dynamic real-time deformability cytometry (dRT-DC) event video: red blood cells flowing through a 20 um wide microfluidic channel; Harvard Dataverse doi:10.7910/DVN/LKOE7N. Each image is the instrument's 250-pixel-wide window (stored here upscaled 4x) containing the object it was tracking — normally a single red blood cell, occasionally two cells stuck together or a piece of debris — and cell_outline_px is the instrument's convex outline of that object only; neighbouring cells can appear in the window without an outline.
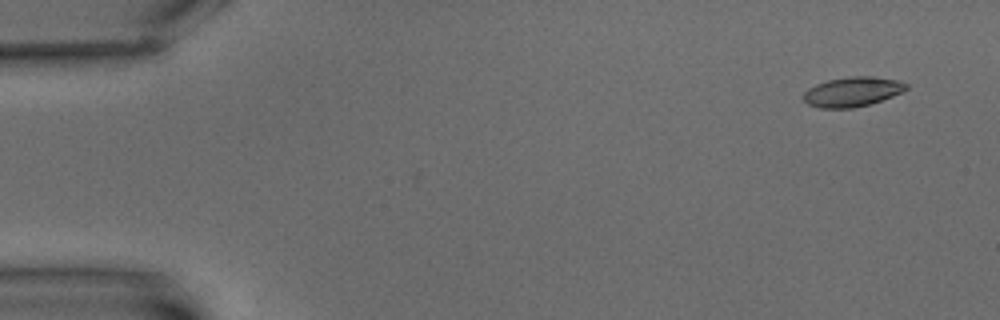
{"species": "common noctule bat (a hibernating species)", "species_latin": "Nyctalus noctula", "temperature_condition": "warm", "stored_images_in_passage": 9, "camera_frame_rate_fps": 3000, "um_per_image_px": 0.085, "animal": {"sex": "male", "body_mass_g": 15.6}, "frame": {"image": 1, "passage_image": 1, "time_ms": 0.0, "image_size_px": [1000, 320], "cell_outline_px": [[908, 88], [892, 96], [872, 104], [852, 108], [820, 108], [808, 104], [804, 100], [804, 92], [808, 88], [816, 84], [828, 80], [852, 76], [872, 76], [896, 80], [908, 84]], "centroid_in_image_um": [72.45, 7.8], "position_along_channel_um": 12.6, "area_um2": 17.69}}
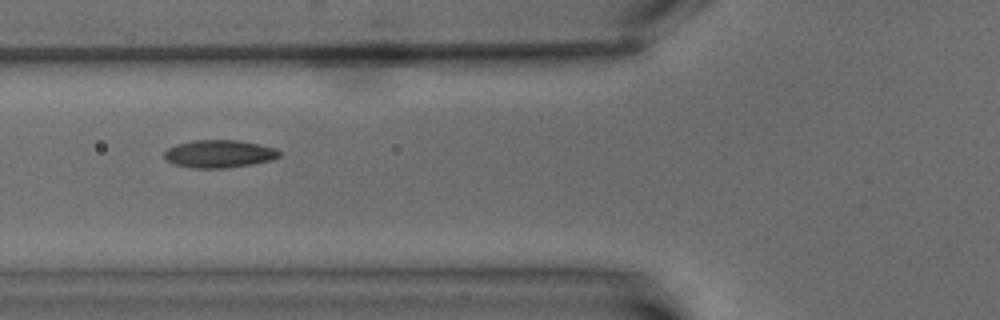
{"frame": {"image": 2, "passage_image": 7, "time_ms": 7.0, "image_size_px": [1000, 320], "cell_outline_px": [[280, 156], [272, 160], [252, 164], [224, 168], [192, 168], [176, 164], [168, 160], [164, 156], [164, 152], [168, 148], [176, 144], [192, 140], [236, 140], [260, 144], [276, 148], [280, 152]], "centroid_in_image_um": [18.65, 13.07], "position_along_channel_um": 107.2, "area_um2": 18.55}}
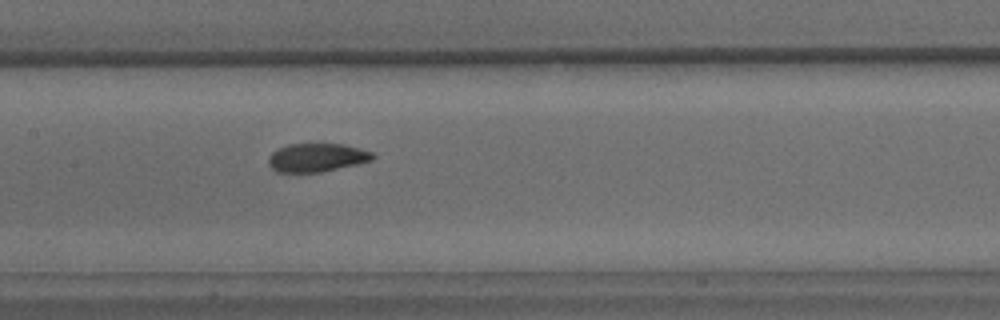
{"frame": {"image": 3, "passage_image": 9, "time_ms": 9.333, "image_size_px": [1000, 320], "cell_outline_px": [[376, 156], [372, 160], [356, 164], [320, 172], [276, 172], [268, 164], [268, 156], [272, 152], [288, 144], [344, 144], [372, 152]], "centroid_in_image_um": [26.91, 13.39], "position_along_channel_um": 180.5, "area_um2": 17.17}}